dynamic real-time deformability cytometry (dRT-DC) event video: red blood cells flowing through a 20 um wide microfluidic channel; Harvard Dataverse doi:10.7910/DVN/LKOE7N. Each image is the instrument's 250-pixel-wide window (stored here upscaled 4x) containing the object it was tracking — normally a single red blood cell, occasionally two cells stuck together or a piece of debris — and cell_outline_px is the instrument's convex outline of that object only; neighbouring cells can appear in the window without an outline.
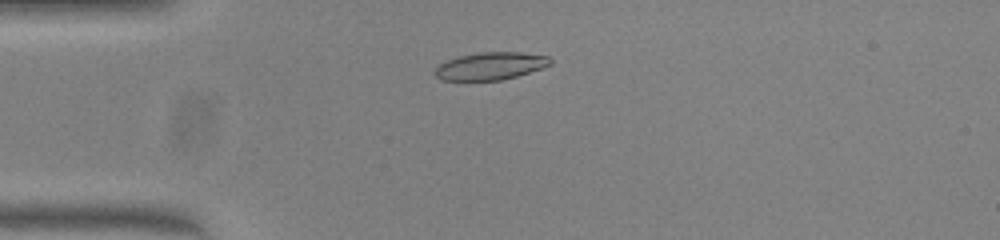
{"species": "common noctule bat (a hibernating species)", "species_latin": "Nyctalus noctula", "temperature_condition": "warm", "stored_images_in_passage": 47, "camera_frame_rate_fps": 3000, "um_per_image_px": 0.085, "animal": {"sex": "female", "body_mass_g": 23.0, "forearm_length_mm": 53.4}, "frame": {"image": 1, "passage_image": 9, "time_ms": 2.667, "image_size_px": [1000, 240], "cell_outline_px": [[552, 64], [516, 76], [500, 80], [440, 80], [432, 72], [440, 64], [448, 60], [460, 56], [480, 52], [520, 52], [548, 56], [552, 60]], "centroid_in_image_um": [41.68, 5.61], "position_along_channel_um": 43.3, "area_um2": 18.32}}
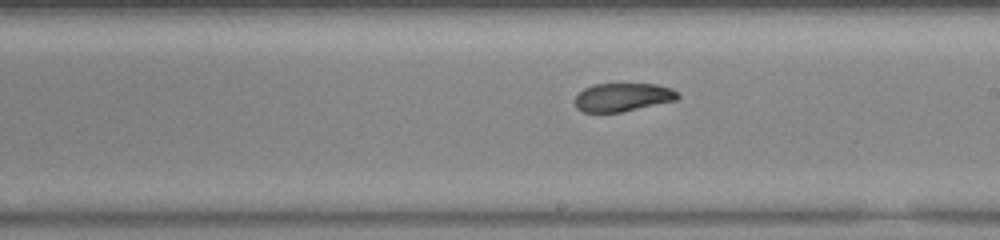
{"frame": {"image": 2, "passage_image": 25, "time_ms": 8.0, "image_size_px": [1000, 240], "cell_outline_px": [[680, 96], [676, 100], [620, 112], [584, 112], [576, 108], [572, 100], [584, 88], [596, 84], [656, 84], [672, 88], [680, 92]], "centroid_in_image_um": [52.92, 8.26], "position_along_channel_um": 236.1, "area_um2": 17.05}}
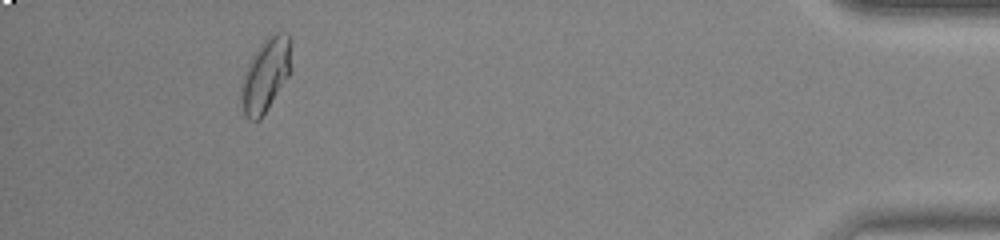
{"frame": {"image": 3, "passage_image": 43, "time_ms": 14.0, "image_size_px": [1000, 240], "cell_outline_px": [[288, 76], [268, 108], [260, 120], [248, 120], [244, 116], [240, 96], [244, 76], [248, 64], [260, 44], [264, 40], [276, 32], [280, 32], [288, 36]], "centroid_in_image_um": [22.51, 6.46], "position_along_channel_um": 412.7, "area_um2": 20.35}, "authors_computed_cell_mechanics": {"area_um2": 18.4382, "velocity_mm_per_s": 4.0245, "shape_relaxation_time_tau1_ms": null, "shape_relaxation_time_tau2_ms": 1.339, "deformation_change_tau1": null, "deformation_change_tau2": 0.0621}}